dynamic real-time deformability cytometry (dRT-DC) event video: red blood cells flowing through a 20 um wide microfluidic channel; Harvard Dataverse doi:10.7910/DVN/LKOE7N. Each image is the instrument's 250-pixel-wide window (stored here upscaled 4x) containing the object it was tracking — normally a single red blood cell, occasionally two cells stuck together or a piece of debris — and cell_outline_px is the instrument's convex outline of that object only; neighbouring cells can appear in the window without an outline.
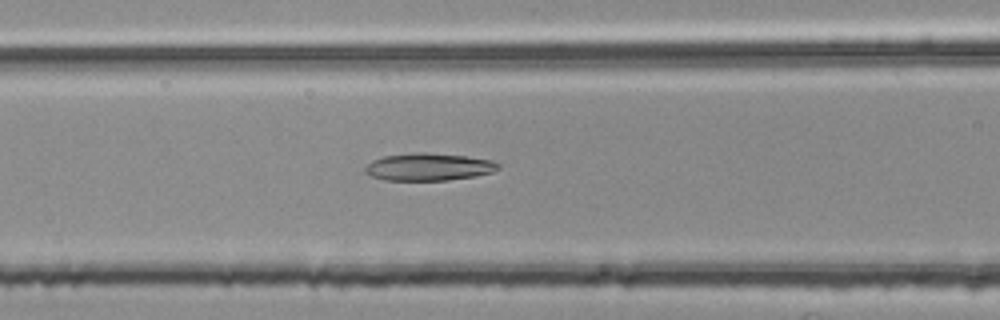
{"species": "common noctule bat (a hibernating species)", "species_latin": "Nyctalus noctula", "temperature_condition": "room temperature", "stored_images_in_passage": 42, "segment_of_instrument_passage": [1, 2], "camera_frame_rate_fps": 3000, "um_per_image_px": 0.085, "animal": {"sex": "female", "body_mass_g": 25.1}, "frame": {"image": 1, "passage_image": 9, "time_ms": 2.667, "image_size_px": [1000, 320], "cell_outline_px": [[500, 168], [492, 172], [476, 176], [448, 180], [384, 180], [372, 176], [364, 172], [364, 168], [372, 160], [384, 156], [416, 152], [424, 152], [464, 156], [488, 160], [500, 164]], "centroid_in_image_um": [36.41, 14.19], "position_along_channel_um": 130.2, "area_um2": 21.15}}
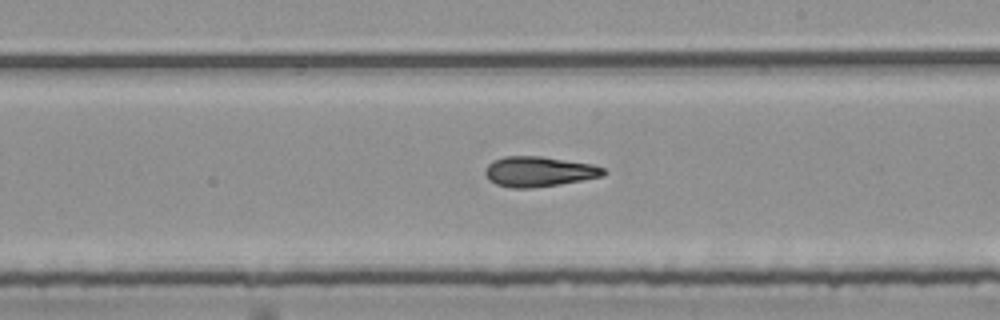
{"frame": {"image": 2, "passage_image": 18, "time_ms": 5.667, "image_size_px": [1000, 320], "cell_outline_px": [[608, 172], [604, 176], [584, 180], [560, 184], [532, 188], [512, 188], [496, 184], [484, 172], [488, 164], [492, 160], [504, 156], [540, 156], [592, 164], [604, 168]], "centroid_in_image_um": [45.84, 14.58], "position_along_channel_um": 243.2, "area_um2": 20.81}}
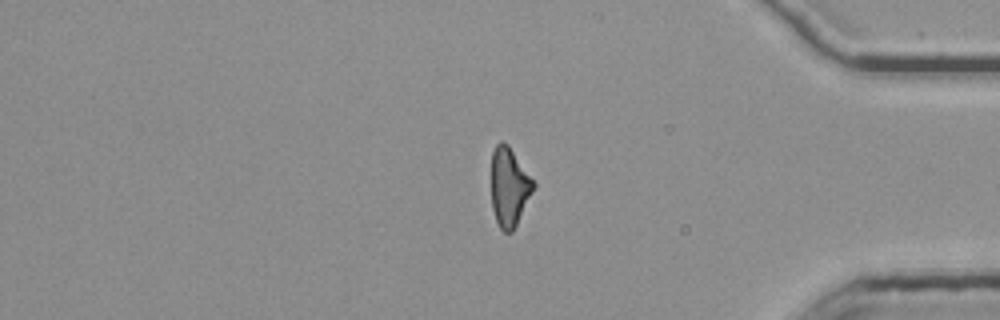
{"frame": {"image": 3, "passage_image": 32, "time_ms": 10.333, "image_size_px": [1000, 320], "cell_outline_px": [[536, 184], [512, 232], [504, 232], [500, 228], [496, 220], [492, 208], [492, 152], [496, 144], [500, 140], [504, 140], [508, 144]], "centroid_in_image_um": [43.27, 15.86], "position_along_channel_um": 391.9, "area_um2": 19.07}}